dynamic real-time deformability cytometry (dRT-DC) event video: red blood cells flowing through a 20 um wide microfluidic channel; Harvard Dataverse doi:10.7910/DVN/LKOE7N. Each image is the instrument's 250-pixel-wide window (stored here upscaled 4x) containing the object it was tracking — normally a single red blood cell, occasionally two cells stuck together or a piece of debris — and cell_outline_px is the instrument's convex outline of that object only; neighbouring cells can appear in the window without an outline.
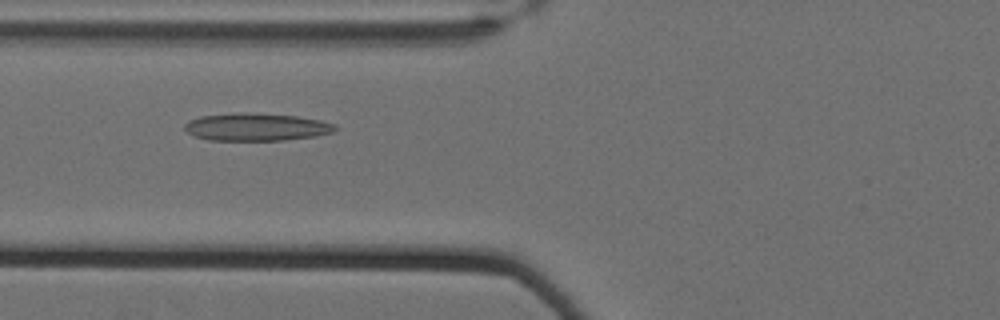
{"species": "Egyptian fruit bat (a non-hibernating species)", "species_latin": "Rousettus aegyptiacus", "temperature_condition": "cold", "stored_images_in_passage": 49, "camera_frame_rate_fps": 3000, "um_per_image_px": 0.085, "animal": {"sex": "female"}, "frame": {"image": 1, "passage_image": 16, "time_ms": 5.0, "image_size_px": [1000, 320], "cell_outline_px": [[340, 128], [332, 132], [316, 136], [284, 140], [208, 140], [192, 136], [184, 128], [184, 124], [188, 120], [200, 116], [240, 112], [248, 112], [296, 116], [320, 120], [336, 124]], "centroid_in_image_um": [21.78, 10.79], "position_along_channel_um": 104.0, "area_um2": 24.45}}
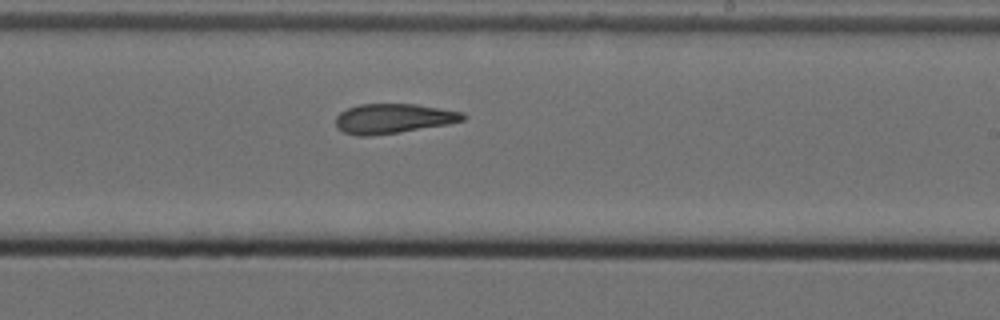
{"frame": {"image": 2, "passage_image": 29, "time_ms": 9.333, "image_size_px": [1000, 320], "cell_outline_px": [[468, 116], [464, 120], [448, 124], [400, 132], [372, 136], [356, 136], [344, 132], [336, 128], [336, 116], [340, 112], [348, 108], [360, 104], [416, 104], [464, 112]], "centroid_in_image_um": [33.43, 10.08], "position_along_channel_um": 255.6, "area_um2": 22.2}}
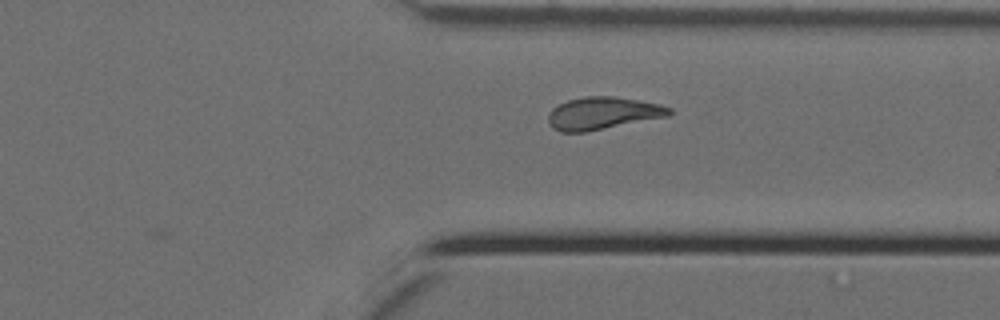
{"frame": {"image": 3, "passage_image": 38, "time_ms": 12.333, "image_size_px": [1000, 320], "cell_outline_px": [[672, 112], [668, 116], [584, 132], [560, 132], [552, 128], [548, 124], [548, 112], [552, 108], [568, 100], [584, 96], [612, 96], [660, 104], [672, 108]], "centroid_in_image_um": [51.19, 9.63], "position_along_channel_um": 360.2, "area_um2": 22.77}, "authors_computed_cell_mechanics": {"area_um2": 22.3108, "velocity_mm_per_s": 3.4822, "shape_relaxation_time_tau1_ms": null, "shape_relaxation_time_tau2_ms": 3.5431, "deformation_change_tau1": null, "deformation_change_tau2": 0.1207}}